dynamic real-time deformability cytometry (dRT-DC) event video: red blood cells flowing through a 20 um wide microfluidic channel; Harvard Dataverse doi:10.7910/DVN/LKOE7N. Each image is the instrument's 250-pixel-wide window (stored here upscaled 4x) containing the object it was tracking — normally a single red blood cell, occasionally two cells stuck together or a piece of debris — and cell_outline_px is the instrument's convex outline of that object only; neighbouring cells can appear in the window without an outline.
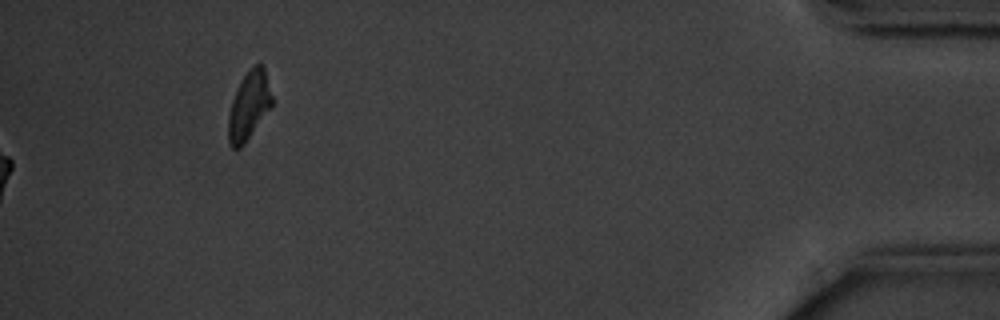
{"species": "common noctule bat (a hibernating species)", "species_latin": "Nyctalus noctula", "temperature_condition": "cold", "stored_images_in_passage": 11, "camera_frame_rate_fps": 3000, "um_per_image_px": 0.085, "animal": {"sex": "male", "body_mass_g": 20.1, "forearm_length_mm": 53.5}, "frame": {"image": 1, "passage_image": 10, "time_ms": 11.667, "image_size_px": [1000, 320], "cell_outline_px": [[272, 108], [244, 144], [240, 148], [232, 148], [228, 144], [228, 112], [236, 88], [240, 80], [256, 64], [264, 64], [272, 96]], "centroid_in_image_um": [21.16, 9.0], "position_along_channel_um": 414.0, "area_um2": 17.63}, "authors_computed_cell_mechanics": {"area_um2": 19.074, "velocity_mm_per_s": 3.5487, "shape_relaxation_time_tau1_ms": 2.5074, "shape_relaxation_time_tau2_ms": null, "deformation_change_tau1": 0.11, "deformation_change_tau2": null}}